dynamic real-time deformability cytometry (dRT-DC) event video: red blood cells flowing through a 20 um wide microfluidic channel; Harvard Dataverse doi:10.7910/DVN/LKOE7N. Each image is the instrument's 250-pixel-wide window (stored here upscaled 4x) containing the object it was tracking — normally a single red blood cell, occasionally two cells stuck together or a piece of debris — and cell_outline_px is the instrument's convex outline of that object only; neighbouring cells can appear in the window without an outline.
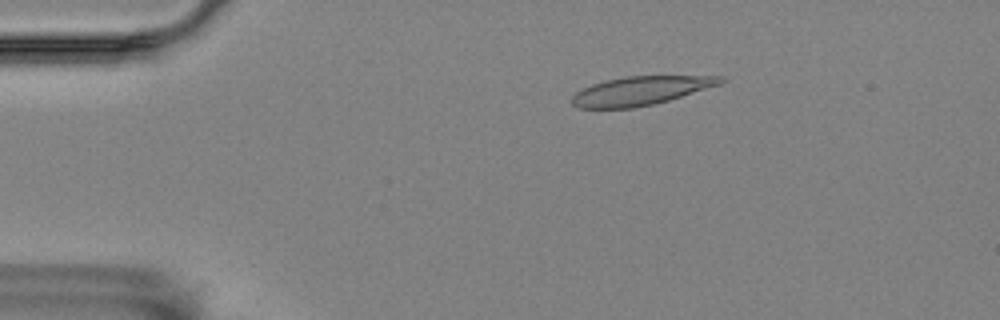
{"species": "Egyptian fruit bat (a non-hibernating species)", "species_latin": "Rousettus aegyptiacus", "temperature_condition": "room temperature", "stored_images_in_passage": 4, "camera_frame_rate_fps": 3000, "um_per_image_px": 0.085, "animal": {"sex": "female"}, "frame": {"image": 1, "passage_image": 3, "time_ms": 0.667, "image_size_px": [1000, 320], "cell_outline_px": [[728, 80], [720, 84], [668, 100], [652, 104], [632, 108], [576, 108], [572, 104], [572, 96], [576, 92], [592, 84], [608, 80], [628, 76], [724, 76]], "centroid_in_image_um": [54.45, 7.71], "position_along_channel_um": 30.5, "area_um2": 24.57}}